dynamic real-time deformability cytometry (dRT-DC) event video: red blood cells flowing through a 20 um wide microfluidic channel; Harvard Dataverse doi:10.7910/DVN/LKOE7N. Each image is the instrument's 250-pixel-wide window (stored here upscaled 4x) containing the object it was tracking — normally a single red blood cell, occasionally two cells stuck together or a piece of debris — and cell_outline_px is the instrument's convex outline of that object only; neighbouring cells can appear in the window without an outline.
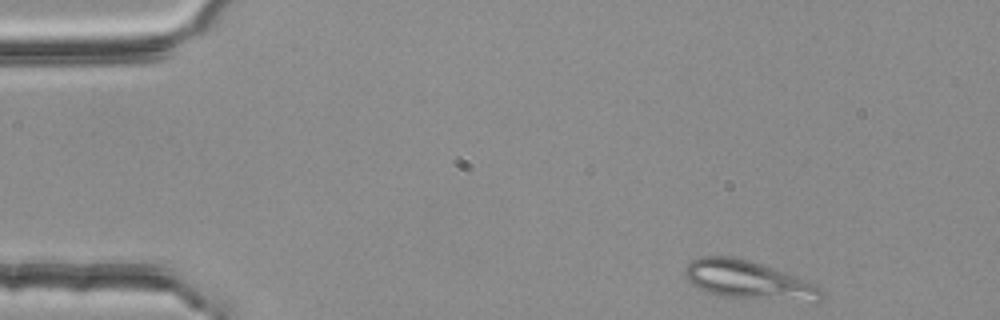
{"species": "common noctule bat (a hibernating species)", "species_latin": "Nyctalus noctula", "temperature_condition": "room temperature", "stored_images_in_passage": 45, "segment_of_instrument_passage": [1, 2], "camera_frame_rate_fps": 3000, "um_per_image_px": 0.085, "animal": {"sex": "female", "body_mass_g": 25.1}, "frame": {"image": 1, "passage_image": 1, "time_ms": 0.0, "image_size_px": [1000, 320], "cell_outline_px": [[824, 300], [816, 304], [812, 304], [720, 296], [704, 292], [696, 288], [684, 276], [684, 268], [692, 260], [700, 256], [732, 256], [748, 260], [784, 272], [824, 288]], "centroid_in_image_um": [63.7, 23.87], "position_along_channel_um": 21.3, "area_um2": 31.56}}